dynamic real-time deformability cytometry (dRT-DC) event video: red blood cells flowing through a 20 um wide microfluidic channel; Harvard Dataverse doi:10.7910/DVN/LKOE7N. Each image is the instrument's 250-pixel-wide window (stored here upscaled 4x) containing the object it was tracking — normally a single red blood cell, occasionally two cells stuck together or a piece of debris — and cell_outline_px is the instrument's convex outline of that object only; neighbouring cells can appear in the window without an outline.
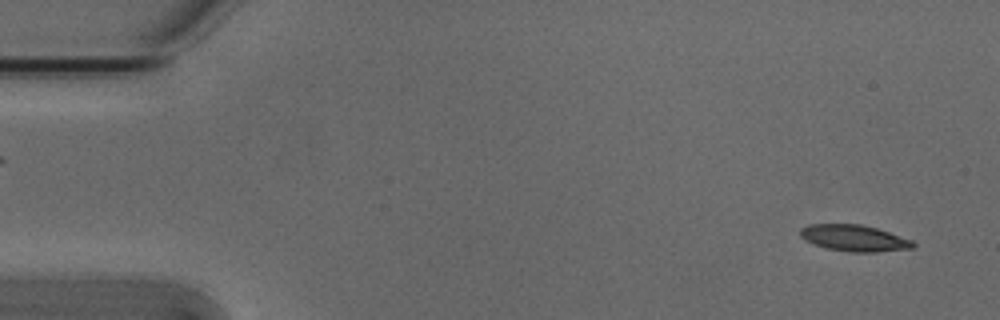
{"species": "Egyptian fruit bat (a non-hibernating species)", "species_latin": "Rousettus aegyptiacus", "temperature_condition": "cold", "stored_images_in_passage": 7, "camera_frame_rate_fps": 3000, "um_per_image_px": 0.085, "animal": {"sex": "male"}, "frame": {"image": 1, "passage_image": 2, "time_ms": 0.333, "image_size_px": [1000, 320], "cell_outline_px": [[916, 244], [912, 248], [876, 252], [848, 252], [828, 248], [812, 244], [804, 240], [800, 236], [800, 228], [808, 224], [860, 224], [876, 228], [912, 240]], "centroid_in_image_um": [72.56, 20.24], "position_along_channel_um": 12.4, "area_um2": 17.34}}